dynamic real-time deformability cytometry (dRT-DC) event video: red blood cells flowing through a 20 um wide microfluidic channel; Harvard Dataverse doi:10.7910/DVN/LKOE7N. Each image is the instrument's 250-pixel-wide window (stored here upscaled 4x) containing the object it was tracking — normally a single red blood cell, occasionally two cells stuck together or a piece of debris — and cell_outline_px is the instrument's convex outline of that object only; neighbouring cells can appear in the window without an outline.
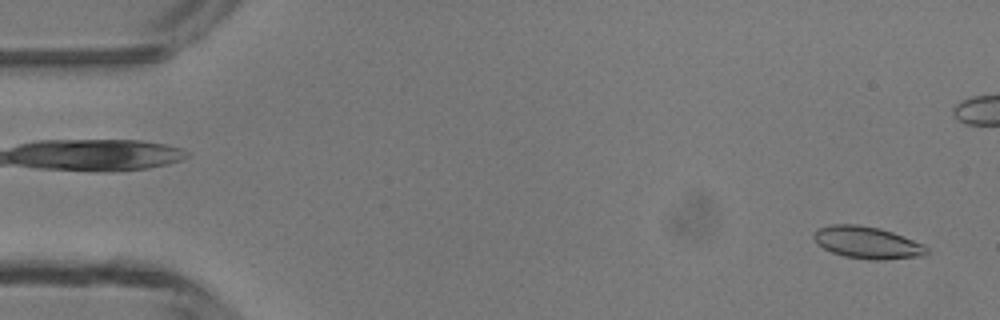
{"species": "common noctule bat (a hibernating species)", "species_latin": "Nyctalus noctula", "temperature_condition": "room temperature", "stored_images_in_passage": 6, "camera_frame_rate_fps": 3000, "um_per_image_px": 0.085, "animal": {"sex": "male", "body_mass_g": 13.3}, "frame": {"image": 1, "passage_image": 1, "time_ms": 0.0, "image_size_px": [1000, 320], "cell_outline_px": [[928, 252], [924, 256], [880, 260], [868, 260], [844, 256], [832, 252], [816, 244], [812, 236], [816, 228], [832, 224], [856, 224], [880, 228], [892, 232], [924, 244], [928, 248]], "centroid_in_image_um": [73.69, 20.62], "position_along_channel_um": 11.3, "area_um2": 21.33}}
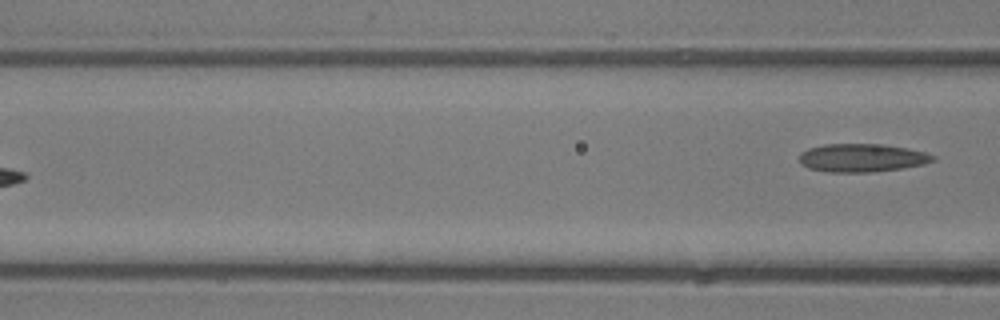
{"frame": {"image": 2, "passage_image": 6, "time_ms": 6.667, "image_size_px": [1000, 320], "cell_outline_px": [[936, 160], [924, 164], [900, 168], [872, 172], [828, 172], [808, 168], [800, 164], [800, 152], [808, 148], [824, 144], [884, 144], [908, 148], [924, 152], [936, 156]], "centroid_in_image_um": [73.25, 13.41], "position_along_channel_um": 93.3, "area_um2": 22.08}}